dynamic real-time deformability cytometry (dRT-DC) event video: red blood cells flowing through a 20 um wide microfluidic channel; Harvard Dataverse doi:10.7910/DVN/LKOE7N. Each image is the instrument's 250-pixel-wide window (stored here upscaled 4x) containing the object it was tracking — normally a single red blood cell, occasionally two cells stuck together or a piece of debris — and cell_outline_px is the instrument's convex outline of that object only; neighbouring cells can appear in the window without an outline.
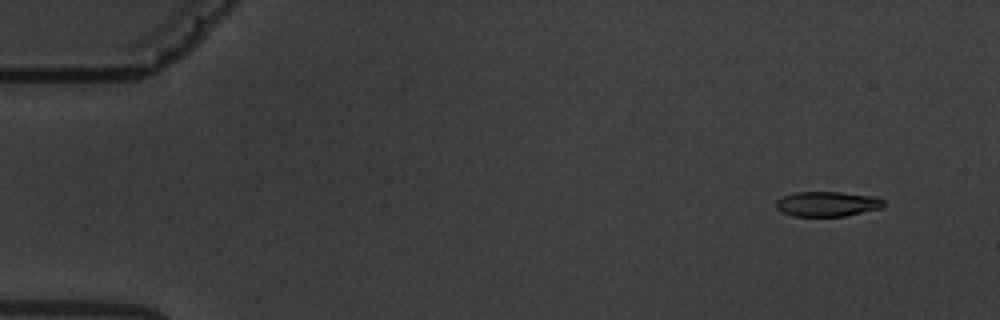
{"species": "common noctule bat (a hibernating species)", "species_latin": "Nyctalus noctula", "temperature_condition": "warm", "stored_images_in_passage": 5, "camera_frame_rate_fps": 3000, "um_per_image_px": 0.085, "animal": {"sex": "male", "body_mass_g": 19.5, "forearm_length_mm": 54.6}, "frame": {"image": 1, "passage_image": 1, "time_ms": 0.0, "image_size_px": [1000, 320], "cell_outline_px": [[884, 208], [844, 216], [792, 216], [776, 208], [776, 200], [784, 196], [796, 192], [840, 192], [880, 196], [884, 200]], "centroid_in_image_um": [70.39, 17.33], "position_along_channel_um": 14.6, "area_um2": 15.84}}
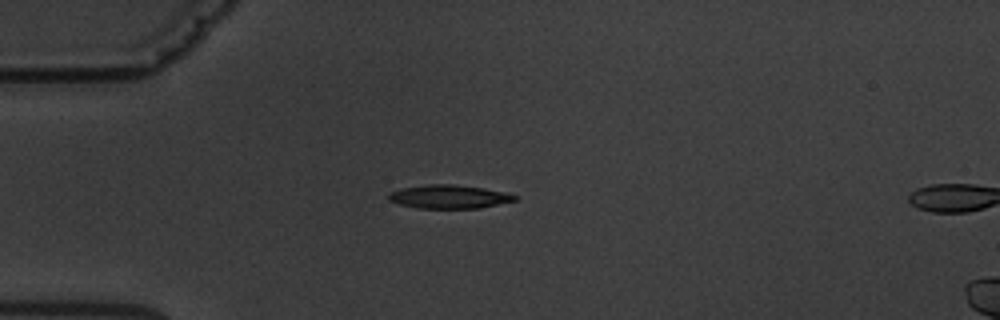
{"frame": {"image": 2, "passage_image": 4, "time_ms": 3.667, "image_size_px": [1000, 320], "cell_outline_px": [[516, 200], [480, 208], [416, 208], [400, 204], [388, 200], [388, 192], [400, 188], [428, 184], [452, 184], [484, 188], [504, 192], [516, 196]], "centroid_in_image_um": [38.11, 16.71], "position_along_channel_um": 46.9, "area_um2": 17.28}}